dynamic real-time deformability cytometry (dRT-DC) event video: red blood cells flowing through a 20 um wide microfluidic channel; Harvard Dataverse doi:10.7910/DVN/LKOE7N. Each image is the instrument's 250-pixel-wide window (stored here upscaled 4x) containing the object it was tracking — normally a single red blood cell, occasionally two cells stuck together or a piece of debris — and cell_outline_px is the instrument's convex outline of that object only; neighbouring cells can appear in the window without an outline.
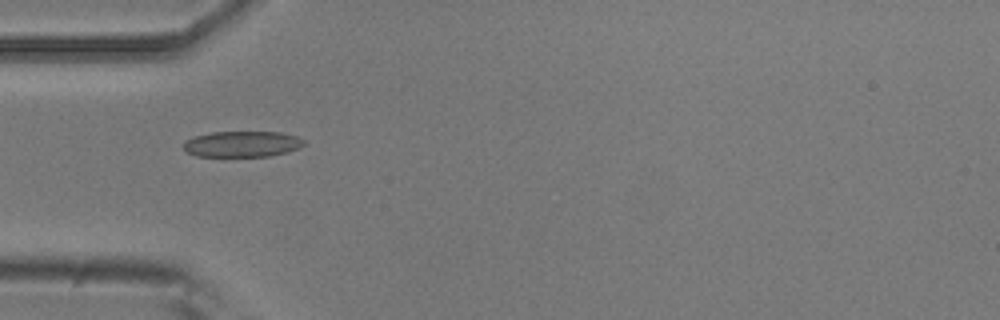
{"species": "common noctule bat (a hibernating species)", "species_latin": "Nyctalus noctula", "temperature_condition": "room temperature", "stored_images_in_passage": 7, "camera_frame_rate_fps": 3000, "um_per_image_px": 0.085, "animal": {"sex": "male", "body_mass_g": 20.5, "forearm_length_mm": 52.5}, "frame": {"image": 1, "passage_image": 4, "time_ms": 1.0, "image_size_px": [1000, 320], "cell_outline_px": [[304, 144], [288, 152], [268, 156], [196, 156], [188, 152], [184, 148], [184, 140], [192, 136], [212, 132], [280, 132], [296, 136], [304, 140]], "centroid_in_image_um": [20.54, 12.23], "position_along_channel_um": 64.5, "area_um2": 18.09}}
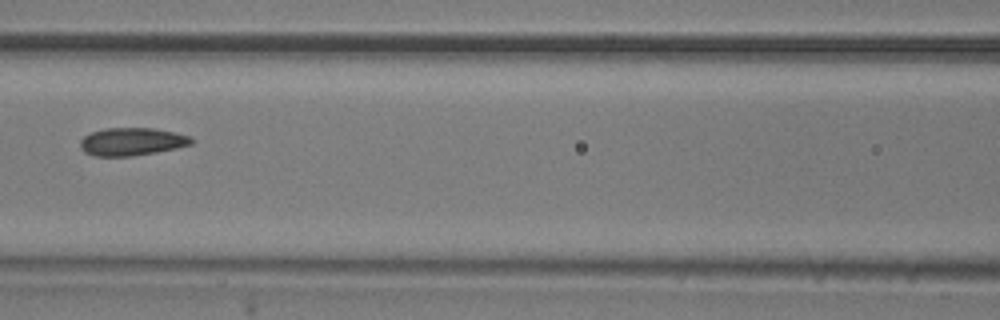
{"frame": {"image": 2, "passage_image": 6, "time_ms": 1.667, "image_size_px": [1000, 320], "cell_outline_px": [[196, 140], [192, 144], [176, 148], [156, 152], [132, 156], [96, 156], [84, 152], [80, 148], [80, 140], [84, 136], [92, 132], [104, 128], [152, 128], [192, 136]], "centroid_in_image_um": [11.22, 12.04], "position_along_channel_um": 155.4, "area_um2": 18.09}}
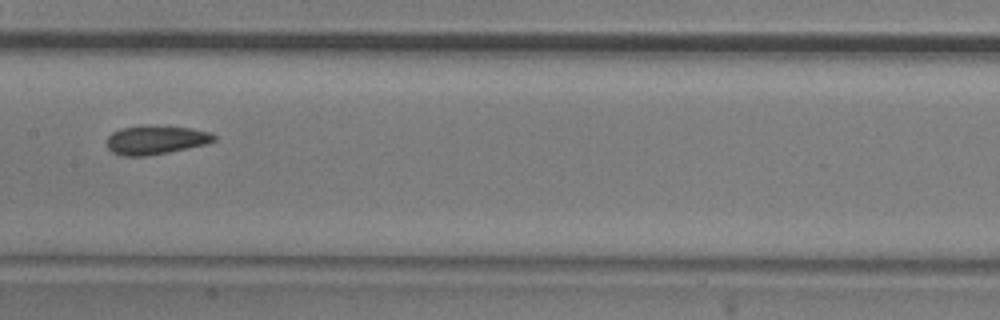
{"frame": {"image": 3, "passage_image": 7, "time_ms": 2.0, "image_size_px": [1000, 320], "cell_outline_px": [[216, 140], [208, 144], [168, 152], [144, 156], [120, 156], [112, 152], [108, 148], [108, 136], [112, 132], [120, 128], [140, 124], [148, 124], [192, 128], [212, 132], [216, 136]], "centroid_in_image_um": [13.25, 11.86], "position_along_channel_um": 194.1, "area_um2": 18.5}}